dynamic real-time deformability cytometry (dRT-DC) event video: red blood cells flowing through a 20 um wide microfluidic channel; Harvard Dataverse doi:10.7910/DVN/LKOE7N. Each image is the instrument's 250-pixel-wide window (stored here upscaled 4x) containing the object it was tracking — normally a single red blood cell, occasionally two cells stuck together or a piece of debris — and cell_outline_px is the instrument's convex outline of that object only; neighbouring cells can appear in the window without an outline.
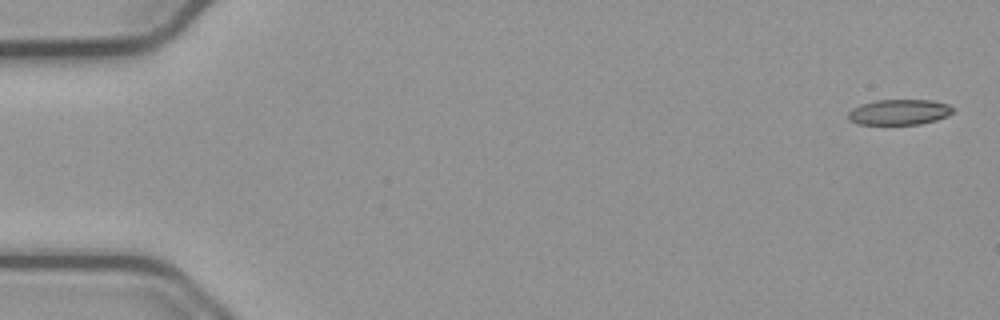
{"species": "common noctule bat (a hibernating species)", "species_latin": "Nyctalus noctula", "temperature_condition": "cold", "stored_images_in_passage": 54, "camera_frame_rate_fps": 3000, "um_per_image_px": 0.085, "animal": {"sex": "male", "body_mass_g": 23.1, "forearm_length_mm": 52.7}, "frame": {"image": 1, "passage_image": 1, "time_ms": 0.0, "image_size_px": [1000, 320], "cell_outline_px": [[952, 112], [948, 116], [936, 120], [920, 124], [856, 124], [848, 120], [848, 112], [852, 108], [860, 104], [876, 100], [932, 100], [948, 104], [952, 108]], "centroid_in_image_um": [76.4, 9.53], "position_along_channel_um": 8.6, "area_um2": 15.61}}
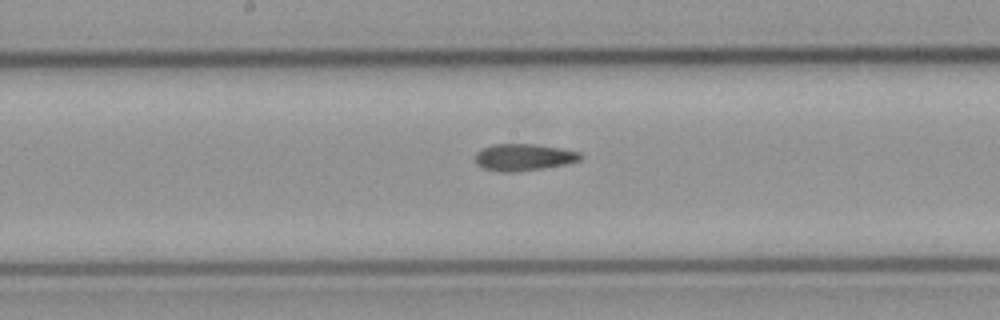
{"frame": {"image": 2, "passage_image": 28, "time_ms": 9.0, "image_size_px": [1000, 320], "cell_outline_px": [[584, 156], [580, 160], [564, 164], [544, 168], [516, 172], [500, 172], [484, 168], [476, 164], [476, 152], [492, 144], [532, 144], [560, 148], [580, 152]], "centroid_in_image_um": [44.51, 13.37], "position_along_channel_um": 203.7, "area_um2": 16.42}}
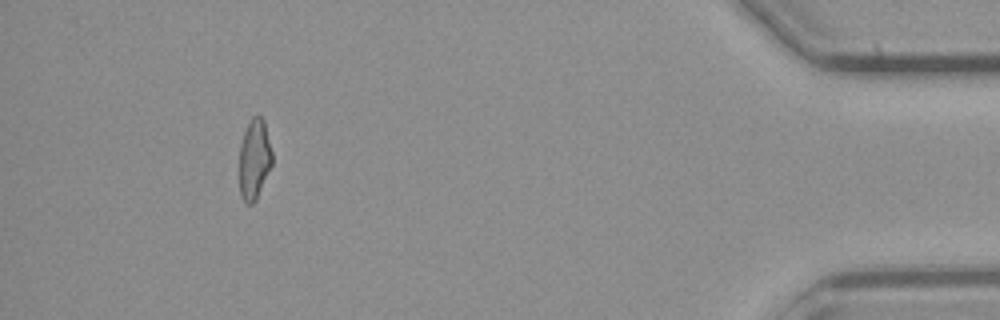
{"frame": {"image": 3, "passage_image": 50, "time_ms": 16.333, "image_size_px": [1000, 320], "cell_outline_px": [[272, 164], [256, 200], [252, 204], [248, 204], [240, 196], [240, 144], [244, 132], [252, 116], [260, 116], [264, 120], [272, 152]], "centroid_in_image_um": [21.62, 13.53], "position_along_channel_um": 413.6, "area_um2": 15.2}, "authors_computed_cell_mechanics": {"area_um2": 16.2996, "velocity_mm_per_s": 3.7625, "shape_relaxation_time_tau1_ms": null, "shape_relaxation_time_tau2_ms": 4.1013, "deformation_change_tau1": null, "deformation_change_tau2": 0.1246}}